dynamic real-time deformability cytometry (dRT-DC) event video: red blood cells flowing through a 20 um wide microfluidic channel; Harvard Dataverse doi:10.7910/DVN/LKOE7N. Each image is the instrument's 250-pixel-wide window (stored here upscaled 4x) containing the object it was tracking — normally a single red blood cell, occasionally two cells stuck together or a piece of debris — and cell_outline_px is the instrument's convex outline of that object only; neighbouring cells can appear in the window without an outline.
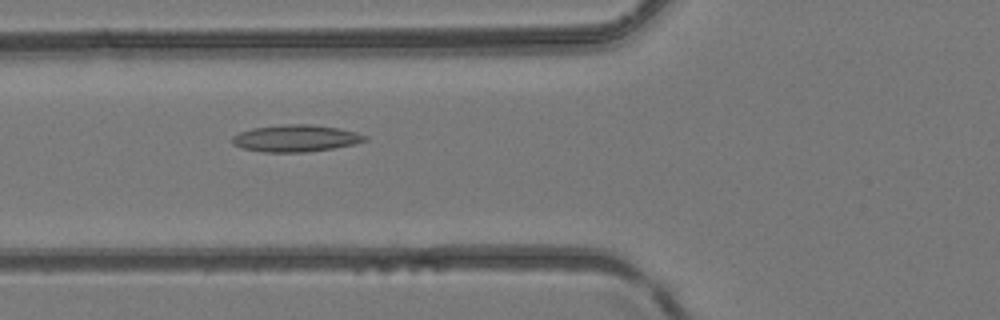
{"species": "common noctule bat (a hibernating species)", "species_latin": "Nyctalus noctula", "temperature_condition": "room temperature", "stored_images_in_passage": 47, "camera_frame_rate_fps": 3000, "um_per_image_px": 0.085, "animal": {"sex": "female", "body_mass_g": 24.6, "forearm_length_mm": 56.2}, "frame": {"image": 1, "passage_image": 18, "time_ms": 5.667, "image_size_px": [1000, 320], "cell_outline_px": [[368, 140], [356, 144], [332, 148], [304, 152], [264, 152], [240, 148], [232, 144], [232, 136], [240, 132], [252, 128], [288, 124], [312, 124], [340, 128], [356, 132], [368, 136]], "centroid_in_image_um": [25.15, 11.75], "position_along_channel_um": 100.7, "area_um2": 20.92}}
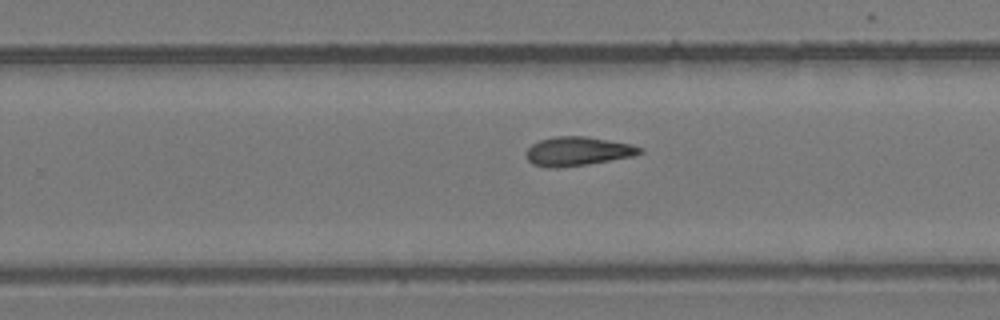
{"frame": {"image": 2, "passage_image": 30, "time_ms": 9.667, "image_size_px": [1000, 320], "cell_outline_px": [[644, 152], [632, 156], [588, 164], [556, 168], [544, 168], [532, 164], [524, 156], [524, 152], [532, 144], [540, 140], [552, 136], [588, 136], [632, 144], [640, 148]], "centroid_in_image_um": [49.04, 12.86], "position_along_channel_um": 280.8, "area_um2": 19.42}}
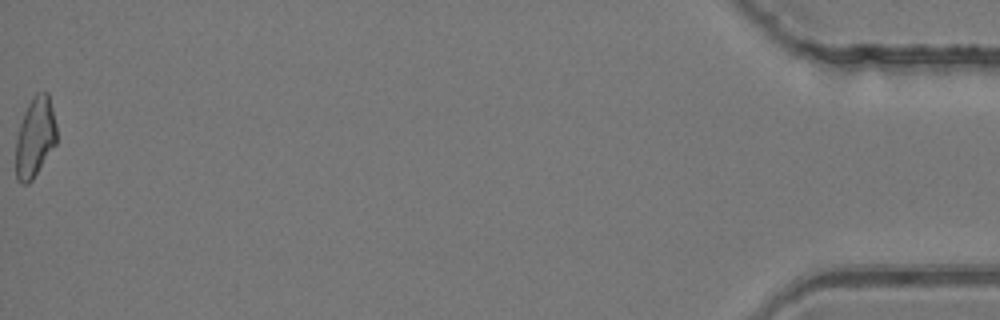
{"frame": {"image": 3, "passage_image": 47, "time_ms": 15.333, "image_size_px": [1000, 320], "cell_outline_px": [[56, 144], [32, 180], [28, 184], [20, 184], [16, 180], [16, 140], [20, 124], [24, 112], [32, 96], [36, 92], [48, 92], [56, 124]], "centroid_in_image_um": [2.97, 11.67], "position_along_channel_um": 432.2, "area_um2": 19.07}}